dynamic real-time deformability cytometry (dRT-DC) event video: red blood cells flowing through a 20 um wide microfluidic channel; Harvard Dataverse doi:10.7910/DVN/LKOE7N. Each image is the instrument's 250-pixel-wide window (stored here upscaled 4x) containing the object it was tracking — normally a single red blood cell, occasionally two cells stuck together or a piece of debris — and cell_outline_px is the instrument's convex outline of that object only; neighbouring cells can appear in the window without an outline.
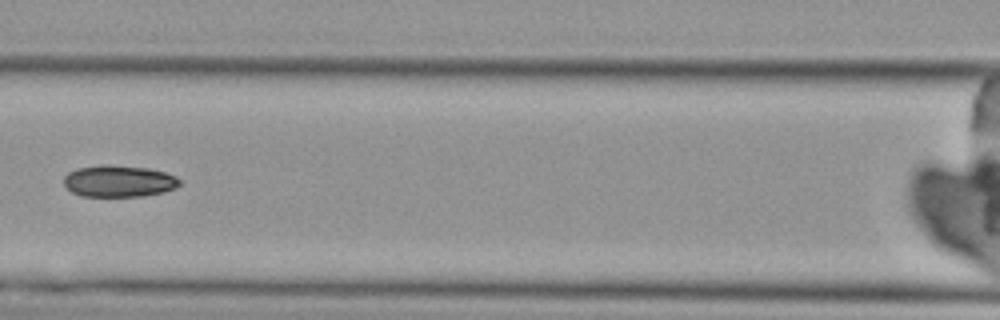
{"species": "Egyptian fruit bat (a non-hibernating species)", "species_latin": "Rousettus aegyptiacus", "temperature_condition": "cold", "stored_images_in_passage": 6, "camera_frame_rate_fps": 3000, "um_per_image_px": 0.085, "animal": {"sex": "female"}, "frame": {"image": 1, "passage_image": 6, "time_ms": 6.667, "image_size_px": [1000, 320], "cell_outline_px": [[180, 184], [176, 188], [164, 192], [144, 196], [80, 196], [72, 192], [64, 184], [64, 176], [68, 172], [76, 168], [100, 164], [108, 164], [148, 168], [164, 172], [176, 176], [180, 180]], "centroid_in_image_um": [10.09, 15.39], "position_along_channel_um": 156.5, "area_um2": 21.62}}